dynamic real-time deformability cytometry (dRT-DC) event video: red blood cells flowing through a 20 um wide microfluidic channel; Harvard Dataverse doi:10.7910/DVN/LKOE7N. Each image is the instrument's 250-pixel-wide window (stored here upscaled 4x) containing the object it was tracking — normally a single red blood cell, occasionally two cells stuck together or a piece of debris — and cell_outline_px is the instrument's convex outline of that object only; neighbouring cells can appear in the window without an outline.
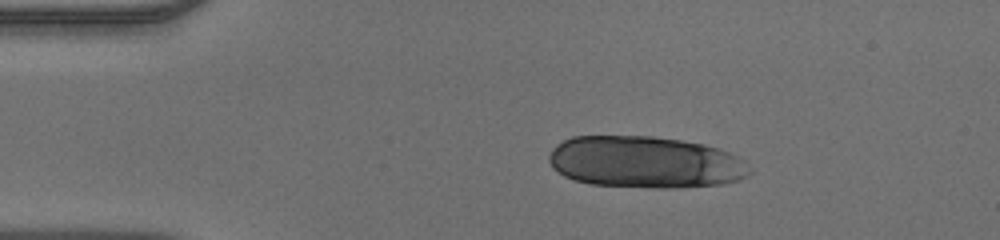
{"species": "human", "species_latin": "Homo sapiens", "temperature_condition": "warm", "stored_images_in_passage": 41, "camera_frame_rate_fps": 3000, "um_per_image_px": 0.085, "donor": {"sex": "male"}, "frame": {"image": 1, "passage_image": 1, "time_ms": 0.0, "image_size_px": [1000, 240], "cell_outline_px": [[752, 172], [748, 176], [740, 180], [724, 184], [680, 188], [656, 188], [592, 184], [576, 180], [564, 176], [552, 168], [548, 160], [548, 156], [552, 148], [556, 144], [572, 136], [652, 136], [680, 140], [704, 144], [728, 152], [744, 160]], "centroid_in_image_um": [54.84, 13.79], "position_along_channel_um": 30.2, "area_um2": 60.98}}